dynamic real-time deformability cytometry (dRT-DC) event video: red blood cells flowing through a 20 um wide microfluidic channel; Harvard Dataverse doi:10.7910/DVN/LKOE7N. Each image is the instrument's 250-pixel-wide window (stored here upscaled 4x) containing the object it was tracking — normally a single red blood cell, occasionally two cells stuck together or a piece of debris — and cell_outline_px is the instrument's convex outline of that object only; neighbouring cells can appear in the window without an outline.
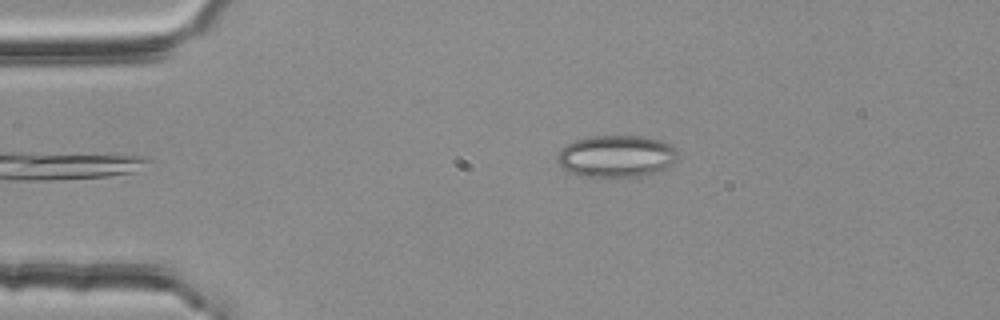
{"species": "common noctule bat (a hibernating species)", "species_latin": "Nyctalus noctula", "temperature_condition": "room temperature", "stored_images_in_passage": 37, "camera_frame_rate_fps": 3000, "um_per_image_px": 0.085, "animal": {"sex": "female", "body_mass_g": 25.1}, "frame": {"image": 1, "passage_image": 1, "time_ms": 0.0, "image_size_px": [1000, 320], "cell_outline_px": [[676, 160], [672, 164], [664, 168], [640, 176], [592, 176], [572, 172], [564, 168], [556, 160], [560, 148], [576, 140], [592, 136], [640, 136], [664, 140], [676, 148]], "centroid_in_image_um": [52.41, 13.25], "position_along_channel_um": 32.6, "area_um2": 28.96}}
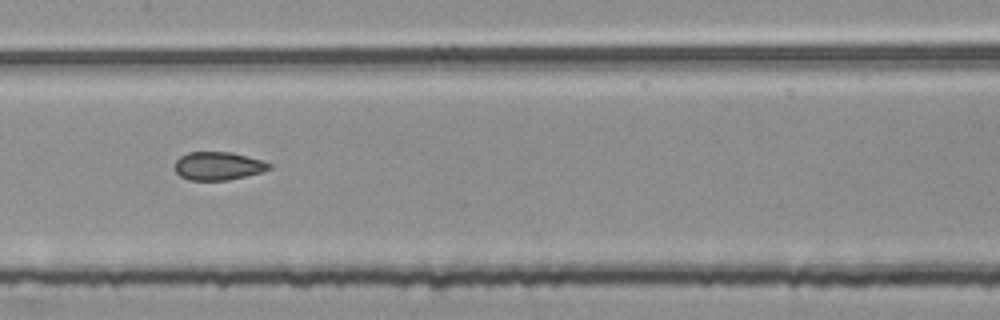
{"frame": {"image": 2, "passage_image": 17, "time_ms": 5.333, "image_size_px": [1000, 320], "cell_outline_px": [[272, 168], [260, 172], [228, 180], [188, 180], [180, 176], [176, 172], [176, 160], [180, 156], [188, 152], [232, 152], [264, 160], [272, 164]], "centroid_in_image_um": [18.56, 14.1], "position_along_channel_um": 188.8, "area_um2": 15.55}}
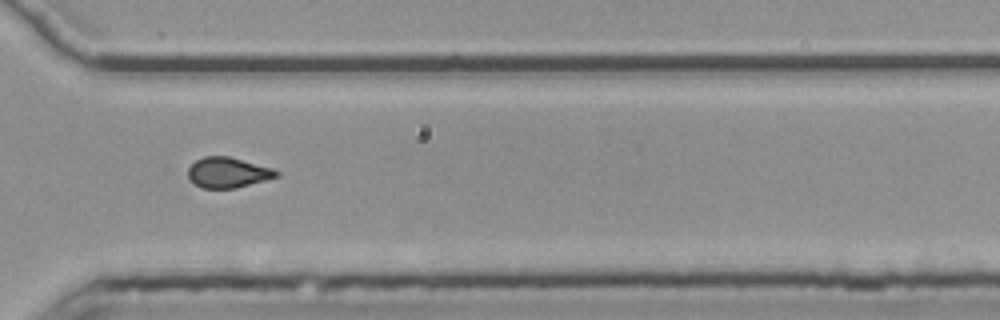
{"frame": {"image": 3, "passage_image": 30, "time_ms": 9.667, "image_size_px": [1000, 320], "cell_outline_px": [[280, 176], [236, 188], [200, 188], [188, 176], [188, 168], [196, 160], [204, 156], [228, 156], [272, 168], [280, 172]], "centroid_in_image_um": [19.38, 14.66], "position_along_channel_um": 351.2, "area_um2": 15.55}, "authors_computed_cell_mechanics": {"area_um2": 16.0684, "velocity_mm_per_s": 3.7575, "shape_relaxation_time_tau1_ms": null, "shape_relaxation_time_tau2_ms": 1.8041, "deformation_change_tau1": null, "deformation_change_tau2": 0.0881}}